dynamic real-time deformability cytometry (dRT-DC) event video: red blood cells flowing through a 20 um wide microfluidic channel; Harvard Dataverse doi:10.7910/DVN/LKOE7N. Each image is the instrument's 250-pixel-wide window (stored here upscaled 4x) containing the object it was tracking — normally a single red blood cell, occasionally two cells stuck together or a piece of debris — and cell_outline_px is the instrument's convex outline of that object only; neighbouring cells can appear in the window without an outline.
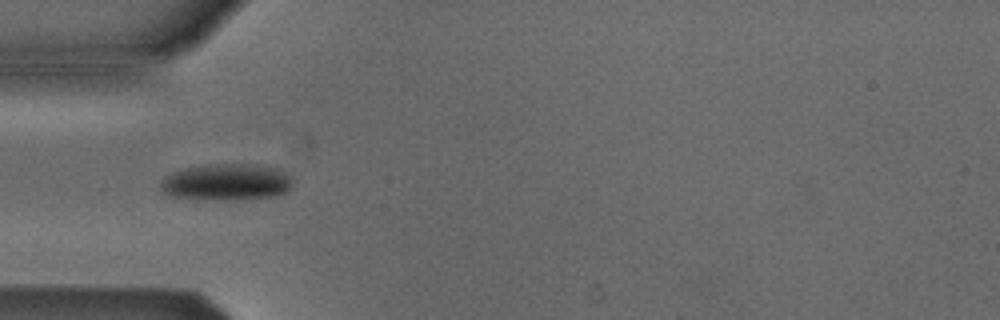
{"species": "Egyptian fruit bat (a non-hibernating species)", "species_latin": "Rousettus aegyptiacus", "temperature_condition": "cold", "stored_images_in_passage": 6, "camera_frame_rate_fps": 3000, "um_per_image_px": 0.085, "animal": {"sex": "male"}, "frame": {"image": 1, "passage_image": 4, "time_ms": 3.667, "image_size_px": [1000, 320], "cell_outline_px": [[292, 184], [284, 192], [276, 196], [236, 200], [196, 200], [168, 196], [160, 192], [160, 180], [172, 172], [184, 168], [208, 164], [256, 164], [276, 168], [288, 172], [292, 176]], "centroid_in_image_um": [19.2, 15.49], "position_along_channel_um": 65.8, "area_um2": 28.96}}
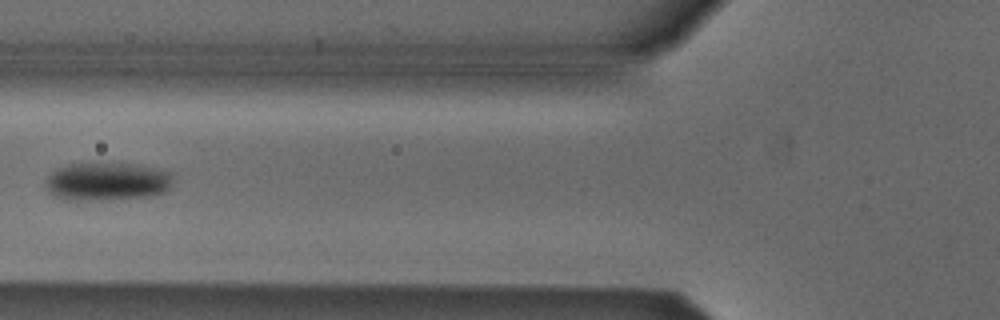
{"frame": {"image": 2, "passage_image": 5, "time_ms": 5.0, "image_size_px": [1000, 320], "cell_outline_px": [[172, 184], [164, 192], [148, 196], [100, 200], [68, 200], [52, 196], [48, 192], [44, 184], [44, 180], [56, 168], [68, 164], [140, 164], [168, 172], [172, 176]], "centroid_in_image_um": [9.03, 15.44], "position_along_channel_um": 116.8, "area_um2": 28.32}}
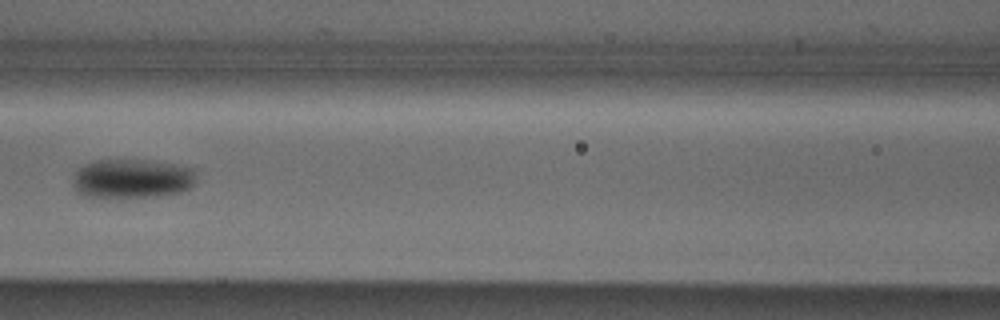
{"frame": {"image": 3, "passage_image": 6, "time_ms": 6.0, "image_size_px": [1000, 320], "cell_outline_px": [[196, 184], [180, 192], [156, 196], [84, 196], [76, 192], [72, 184], [72, 176], [76, 168], [92, 160], [152, 160], [176, 164], [196, 168]], "centroid_in_image_um": [11.22, 15.15], "position_along_channel_um": 155.4, "area_um2": 28.61}}